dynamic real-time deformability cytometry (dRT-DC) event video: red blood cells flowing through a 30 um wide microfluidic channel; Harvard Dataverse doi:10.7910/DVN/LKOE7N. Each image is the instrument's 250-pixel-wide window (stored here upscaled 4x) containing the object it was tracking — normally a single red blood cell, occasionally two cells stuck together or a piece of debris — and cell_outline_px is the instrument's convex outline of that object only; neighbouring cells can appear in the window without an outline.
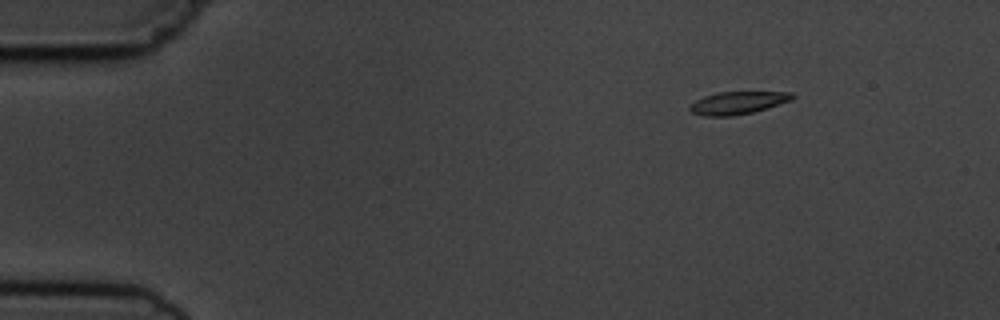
{"species": "common noctule bat (a hibernating species)", "species_latin": "Nyctalus noctula", "temperature_condition": "cold", "stored_images_in_passage": 6, "segment_of_instrument_passage": [2, 2], "camera_frame_rate_fps": 3000, "um_per_image_px": 0.085, "animal": {"sex": "male", "body_mass_g": 19.5, "forearm_length_mm": 54.6}, "frame": {"image": 1, "passage_image": 6, "time_ms": 5.667, "image_size_px": [1000, 320], "cell_outline_px": [[796, 96], [792, 100], [752, 112], [732, 116], [704, 116], [692, 112], [688, 108], [688, 104], [704, 96], [720, 92], [792, 92]], "centroid_in_image_um": [62.69, 8.74], "position_along_channel_um": 22.3, "area_um2": 13.47}}